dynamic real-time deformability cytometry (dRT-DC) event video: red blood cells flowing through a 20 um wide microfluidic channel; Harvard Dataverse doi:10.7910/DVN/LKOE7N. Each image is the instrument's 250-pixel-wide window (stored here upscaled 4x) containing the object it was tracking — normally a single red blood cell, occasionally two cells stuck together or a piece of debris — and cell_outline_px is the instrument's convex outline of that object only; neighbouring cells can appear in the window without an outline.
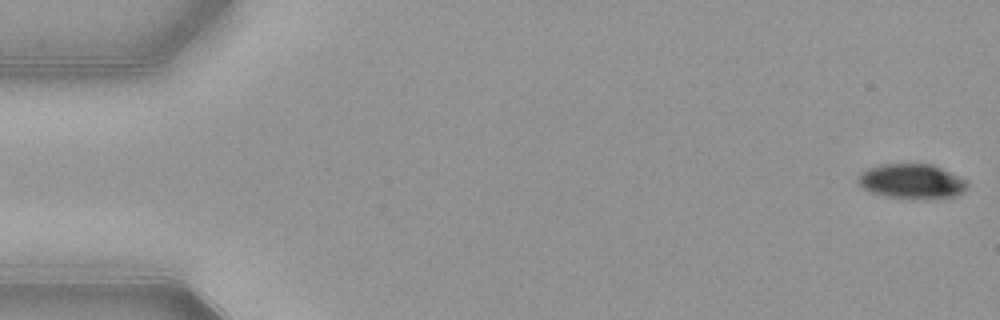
{"species": "common noctule bat (a hibernating species)", "species_latin": "Nyctalus noctula", "temperature_condition": "warm", "stored_images_in_passage": 53, "camera_frame_rate_fps": 3000, "um_per_image_px": 0.085, "animal": {"sex": "female", "body_mass_g": 21.9}, "frame": {"image": 1, "passage_image": 1, "time_ms": 0.0, "image_size_px": [1000, 320], "cell_outline_px": [[968, 188], [964, 192], [956, 196], [924, 200], [884, 196], [868, 192], [860, 188], [856, 180], [868, 168], [884, 164], [932, 164], [968, 180]], "centroid_in_image_um": [77.52, 15.44], "position_along_channel_um": 7.5, "area_um2": 22.54}}
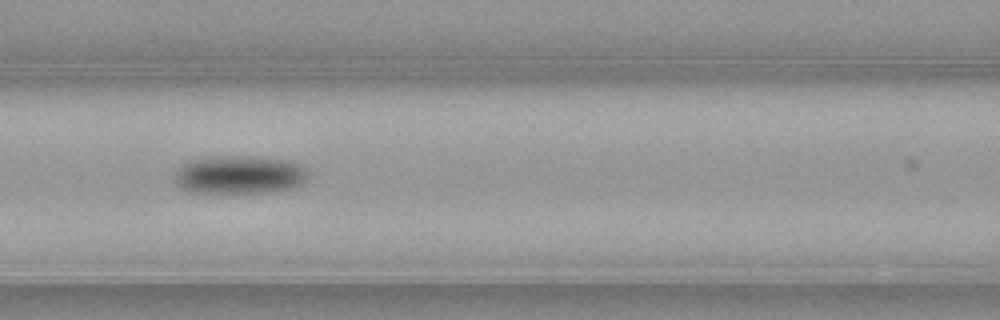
{"frame": {"image": 2, "passage_image": 23, "time_ms": 7.333, "image_size_px": [1000, 320], "cell_outline_px": [[308, 176], [300, 184], [292, 188], [272, 192], [188, 192], [180, 188], [176, 184], [176, 172], [180, 164], [188, 160], [216, 156], [256, 156], [288, 160], [304, 168], [308, 172]], "centroid_in_image_um": [20.31, 14.84], "position_along_channel_um": 146.3, "area_um2": 29.82}}
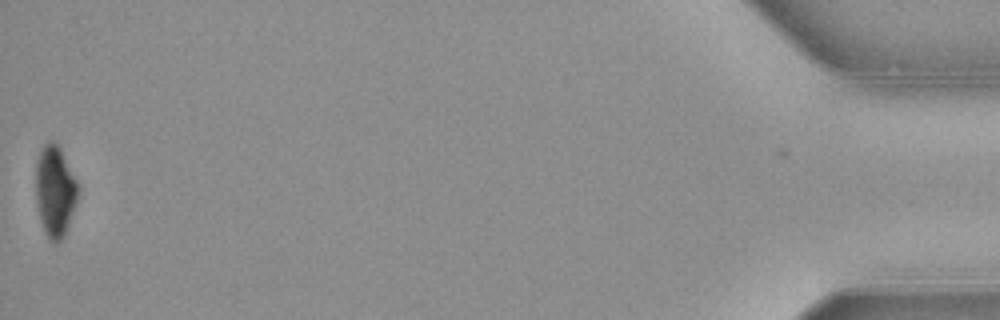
{"frame": {"image": 3, "passage_image": 53, "time_ms": 17.333, "image_size_px": [1000, 320], "cell_outline_px": [[76, 200], [64, 236], [60, 240], [48, 240], [44, 232], [40, 220], [36, 204], [36, 160], [44, 144], [48, 140], [56, 140], [76, 180]], "centroid_in_image_um": [4.63, 16.21], "position_along_channel_um": 430.6, "area_um2": 21.96}, "authors_computed_cell_mechanics": {"area_um2": 26.5302, "velocity_mm_per_s": 3.883, "shape_relaxation_time_tau1_ms": 2.3449, "shape_relaxation_time_tau2_ms": null, "deformation_change_tau1": 0.1151, "deformation_change_tau2": null}}